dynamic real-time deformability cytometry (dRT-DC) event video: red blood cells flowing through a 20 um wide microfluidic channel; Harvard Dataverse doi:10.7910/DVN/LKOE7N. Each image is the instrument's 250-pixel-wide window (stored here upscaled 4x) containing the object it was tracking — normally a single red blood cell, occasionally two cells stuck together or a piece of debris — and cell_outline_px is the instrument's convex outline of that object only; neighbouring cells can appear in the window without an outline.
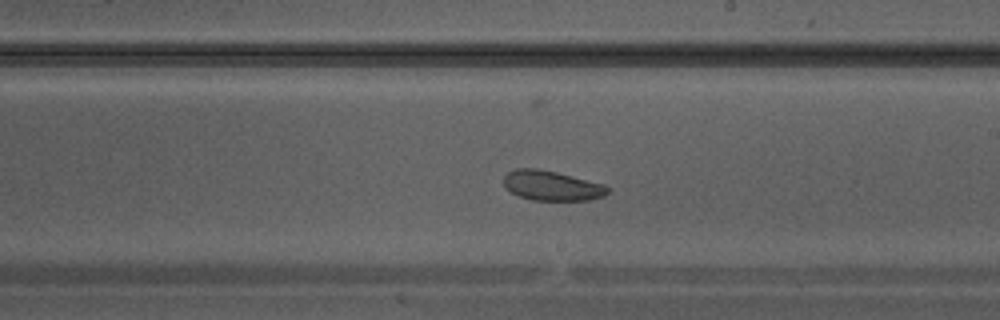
{"species": "Egyptian fruit bat (a non-hibernating species)", "species_latin": "Rousettus aegyptiacus", "temperature_condition": "warm", "stored_images_in_passage": 22, "camera_frame_rate_fps": 3000, "um_per_image_px": 0.085, "animal": {"sex": "male"}, "frame": {"image": 1, "passage_image": 11, "time_ms": 3.333, "image_size_px": [1000, 320], "cell_outline_px": [[608, 192], [604, 196], [588, 200], [532, 200], [520, 196], [504, 188], [504, 176], [508, 172], [516, 168], [536, 168], [556, 172], [604, 184], [608, 188]], "centroid_in_image_um": [46.88, 15.78], "position_along_channel_um": 242.1, "area_um2": 17.98}}
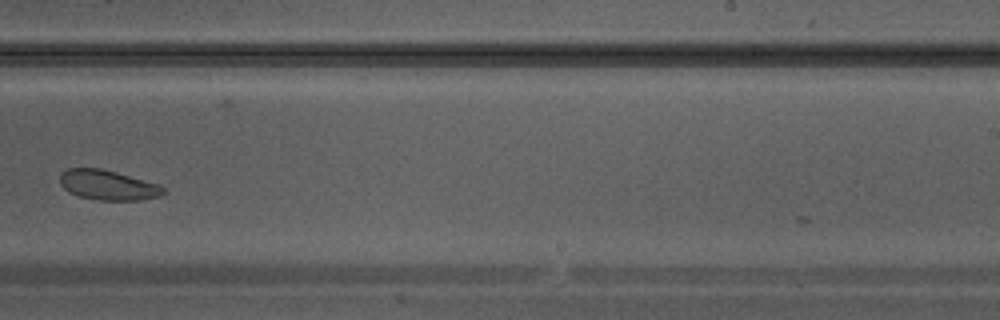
{"frame": {"image": 2, "passage_image": 13, "time_ms": 4.0, "image_size_px": [1000, 320], "cell_outline_px": [[168, 192], [160, 196], [140, 200], [100, 200], [76, 196], [68, 192], [60, 184], [60, 172], [68, 168], [100, 168], [116, 172], [160, 184]], "centroid_in_image_um": [9.18, 15.73], "position_along_channel_um": 279.8, "area_um2": 18.26}}